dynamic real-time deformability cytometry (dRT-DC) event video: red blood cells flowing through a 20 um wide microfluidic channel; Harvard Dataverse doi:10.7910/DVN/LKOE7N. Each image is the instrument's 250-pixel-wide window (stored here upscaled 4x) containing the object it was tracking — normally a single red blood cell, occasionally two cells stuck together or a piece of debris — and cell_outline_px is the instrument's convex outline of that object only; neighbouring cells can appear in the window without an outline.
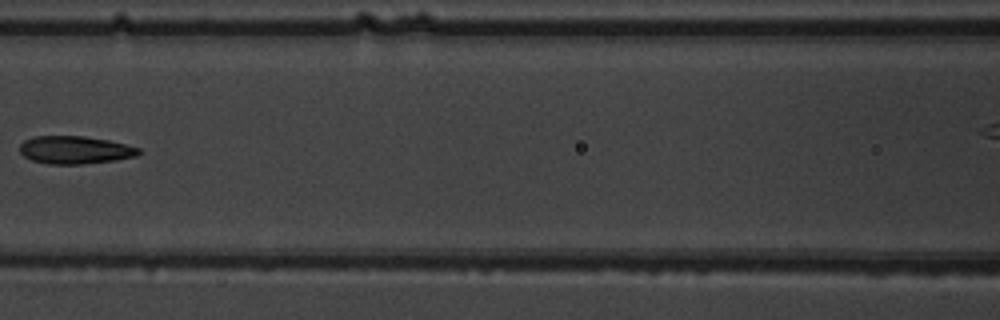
{"species": "common noctule bat (a hibernating species)", "species_latin": "Nyctalus noctula", "temperature_condition": "warm", "stored_images_in_passage": 7, "camera_frame_rate_fps": 3000, "um_per_image_px": 0.085, "animal": {"sex": "male", "body_mass_g": 19.5, "forearm_length_mm": 54.6}, "frame": {"image": 1, "passage_image": 6, "time_ms": 6.667, "image_size_px": [1000, 320], "cell_outline_px": [[140, 152], [136, 156], [116, 160], [80, 164], [48, 164], [32, 160], [24, 156], [20, 152], [20, 144], [24, 140], [36, 136], [84, 136], [108, 140], [140, 148]], "centroid_in_image_um": [6.36, 12.74], "position_along_channel_um": 160.2, "area_um2": 19.19}}
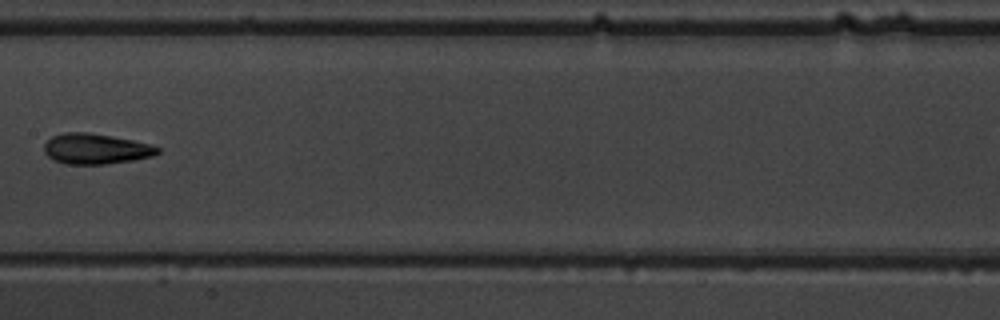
{"frame": {"image": 2, "passage_image": 7, "time_ms": 7.667, "image_size_px": [1000, 320], "cell_outline_px": [[160, 152], [152, 156], [132, 160], [104, 164], [64, 164], [52, 160], [44, 152], [44, 144], [52, 136], [64, 132], [88, 132], [132, 140], [148, 144], [160, 148]], "centroid_in_image_um": [8.09, 12.65], "position_along_channel_um": 199.3, "area_um2": 20.06}}